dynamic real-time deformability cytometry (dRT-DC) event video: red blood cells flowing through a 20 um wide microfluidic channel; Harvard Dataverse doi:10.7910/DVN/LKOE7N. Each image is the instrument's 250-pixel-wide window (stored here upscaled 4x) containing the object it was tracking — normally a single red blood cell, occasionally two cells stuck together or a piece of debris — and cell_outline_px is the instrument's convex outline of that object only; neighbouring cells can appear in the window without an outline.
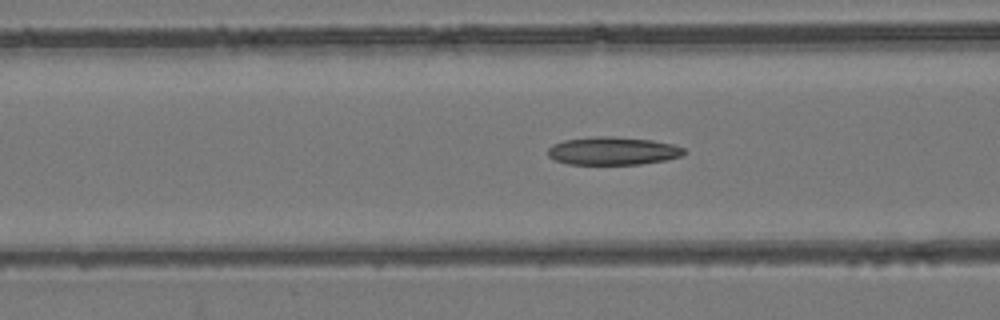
{"species": "common noctule bat (a hibernating species)", "species_latin": "Nyctalus noctula", "temperature_condition": "room temperature", "stored_images_in_passage": 55, "camera_frame_rate_fps": 3000, "um_per_image_px": 0.085, "animal": {"sex": "female", "body_mass_g": 24.6, "forearm_length_mm": 56.2}, "frame": {"image": 1, "passage_image": 22, "time_ms": 7.0, "image_size_px": [1000, 320], "cell_outline_px": [[688, 152], [680, 156], [664, 160], [640, 164], [568, 164], [556, 160], [548, 156], [548, 148], [552, 144], [564, 140], [596, 136], [612, 136], [652, 140], [672, 144], [684, 148]], "centroid_in_image_um": [52.09, 12.82], "position_along_channel_um": 114.5, "area_um2": 22.2}}
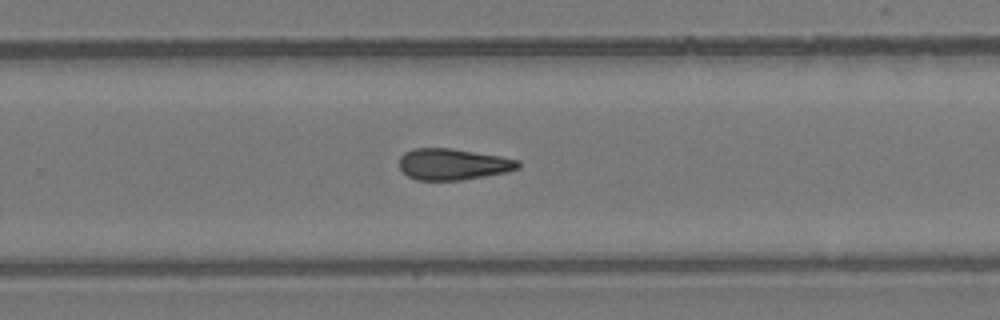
{"frame": {"image": 2, "passage_image": 36, "time_ms": 11.667, "image_size_px": [1000, 320], "cell_outline_px": [[520, 168], [508, 172], [460, 180], [416, 180], [408, 176], [400, 168], [400, 156], [404, 152], [412, 148], [452, 148], [500, 156], [520, 160]], "centroid_in_image_um": [38.52, 13.95], "position_along_channel_um": 291.3, "area_um2": 21.79}}
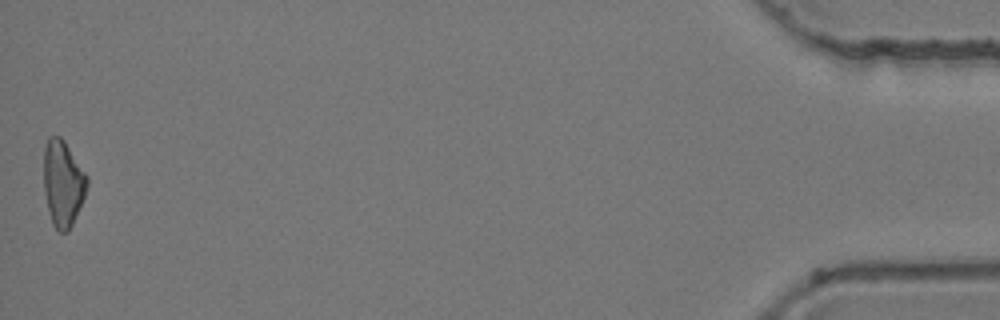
{"frame": {"image": 3, "passage_image": 55, "time_ms": 18.0, "image_size_px": [1000, 320], "cell_outline_px": [[88, 184], [84, 196], [72, 224], [68, 232], [60, 232], [52, 224], [44, 192], [44, 148], [48, 136], [60, 136], [64, 140], [88, 176]], "centroid_in_image_um": [5.34, 15.56], "position_along_channel_um": 429.9, "area_um2": 21.62}, "authors_computed_cell_mechanics": {"area_um2": 22.1952, "velocity_mm_per_s": 3.7971, "shape_relaxation_time_tau1_ms": null, "shape_relaxation_time_tau2_ms": 5.9668, "deformation_change_tau1": null, "deformation_change_tau2": 0.1516}}